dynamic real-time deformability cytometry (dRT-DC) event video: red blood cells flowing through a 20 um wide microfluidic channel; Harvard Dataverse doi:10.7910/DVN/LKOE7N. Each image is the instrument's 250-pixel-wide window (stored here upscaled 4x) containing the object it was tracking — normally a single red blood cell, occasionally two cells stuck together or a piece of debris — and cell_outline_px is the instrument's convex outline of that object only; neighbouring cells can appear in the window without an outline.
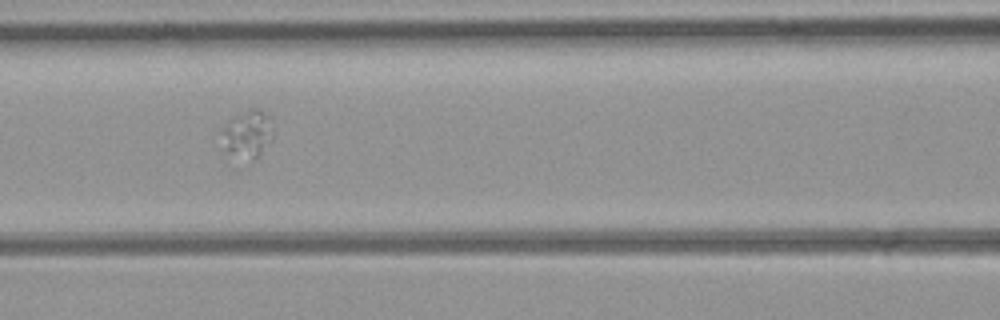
{"species": "common noctule bat (a hibernating species)", "species_latin": "Nyctalus noctula", "temperature_condition": "room temperature", "stored_images_in_passage": 54, "segment_of_instrument_passage": [2, 2], "camera_frame_rate_fps": 3000, "um_per_image_px": 0.085, "animal": {"sex": "female", "body_mass_g": 21.9}, "frame": {"image": 1, "passage_image": 22, "time_ms": 7.0, "image_size_px": [1000, 320], "cell_outline_px": [[272, 140], [256, 156], [252, 156], [232, 152], [224, 148], [220, 132], [236, 116], [248, 108], [260, 108], [268, 116], [272, 136]], "centroid_in_image_um": [21.05, 11.28], "position_along_channel_um": 145.6, "area_um2": 13.06}}
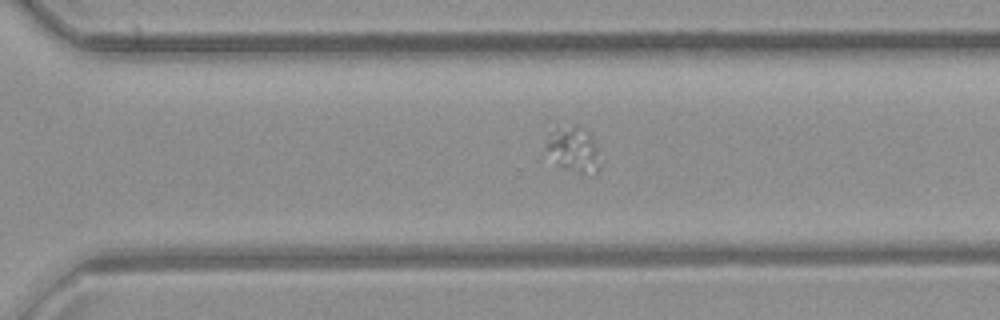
{"frame": {"image": 2, "passage_image": 36, "time_ms": 11.667, "image_size_px": [1000, 320], "cell_outline_px": [[604, 160], [600, 168], [592, 176], [580, 176], [556, 164], [548, 148], [548, 140], [556, 128], [580, 124], [592, 136]], "centroid_in_image_um": [48.91, 12.78], "position_along_channel_um": 321.7, "area_um2": 14.74}}
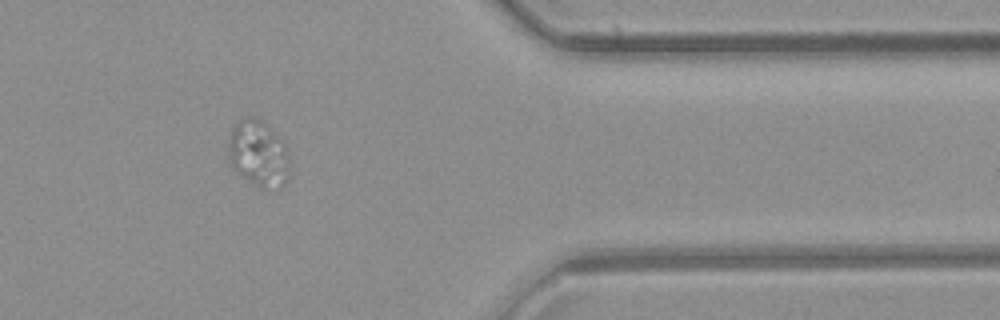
{"frame": {"image": 3, "passage_image": 43, "time_ms": 14.0, "image_size_px": [1000, 320], "cell_outline_px": [[288, 180], [280, 188], [260, 188], [236, 172], [232, 168], [228, 156], [228, 140], [232, 128], [240, 120], [248, 116], [252, 116], [260, 120], [284, 144], [288, 168]], "centroid_in_image_um": [21.91, 13.09], "position_along_channel_um": 389.5, "area_um2": 23.18}}